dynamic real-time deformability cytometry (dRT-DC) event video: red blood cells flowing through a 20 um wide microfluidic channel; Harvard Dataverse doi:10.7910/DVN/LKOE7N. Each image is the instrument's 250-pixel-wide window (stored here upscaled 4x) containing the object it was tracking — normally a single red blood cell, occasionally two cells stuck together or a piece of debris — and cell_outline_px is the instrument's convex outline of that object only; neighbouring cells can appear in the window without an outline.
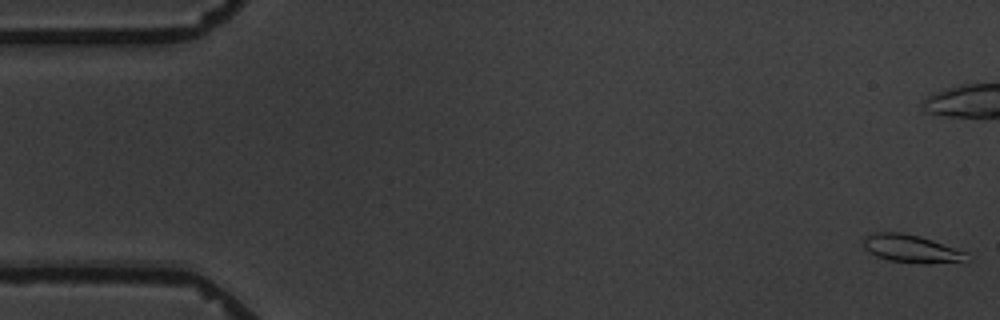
{"species": "common noctule bat (a hibernating species)", "species_latin": "Nyctalus noctula", "temperature_condition": "warm", "stored_images_in_passage": 6, "camera_frame_rate_fps": 3000, "um_per_image_px": 0.085, "animal": {"sex": "male", "body_mass_g": 19.5, "forearm_length_mm": 54.6}, "frame": {"image": 1, "passage_image": 1, "time_ms": 0.0, "image_size_px": [1000, 320], "cell_outline_px": [[972, 260], [928, 264], [924, 264], [888, 260], [876, 256], [868, 252], [864, 248], [864, 236], [876, 232], [900, 232], [920, 236], [968, 252]], "centroid_in_image_um": [77.5, 21.15], "position_along_channel_um": 7.5, "area_um2": 16.99}}